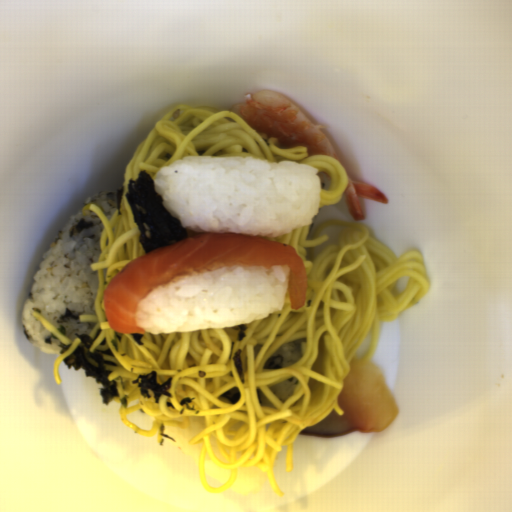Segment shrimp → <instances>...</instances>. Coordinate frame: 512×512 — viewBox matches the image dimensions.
<instances>
[{"label": "shrimp", "mask_w": 512, "mask_h": 512, "mask_svg": "<svg viewBox=\"0 0 512 512\" xmlns=\"http://www.w3.org/2000/svg\"><path fill=\"white\" fill-rule=\"evenodd\" d=\"M240 115L261 136L277 140L279 150L307 147L308 157L325 155L338 159L323 128L315 125L284 94L261 90L234 104Z\"/></svg>", "instance_id": "1"}, {"label": "shrimp", "mask_w": 512, "mask_h": 512, "mask_svg": "<svg viewBox=\"0 0 512 512\" xmlns=\"http://www.w3.org/2000/svg\"><path fill=\"white\" fill-rule=\"evenodd\" d=\"M343 192L348 210L357 221L365 219L360 197L367 198L384 205L389 204V199L378 187L352 178H348V184Z\"/></svg>", "instance_id": "2"}]
</instances>
